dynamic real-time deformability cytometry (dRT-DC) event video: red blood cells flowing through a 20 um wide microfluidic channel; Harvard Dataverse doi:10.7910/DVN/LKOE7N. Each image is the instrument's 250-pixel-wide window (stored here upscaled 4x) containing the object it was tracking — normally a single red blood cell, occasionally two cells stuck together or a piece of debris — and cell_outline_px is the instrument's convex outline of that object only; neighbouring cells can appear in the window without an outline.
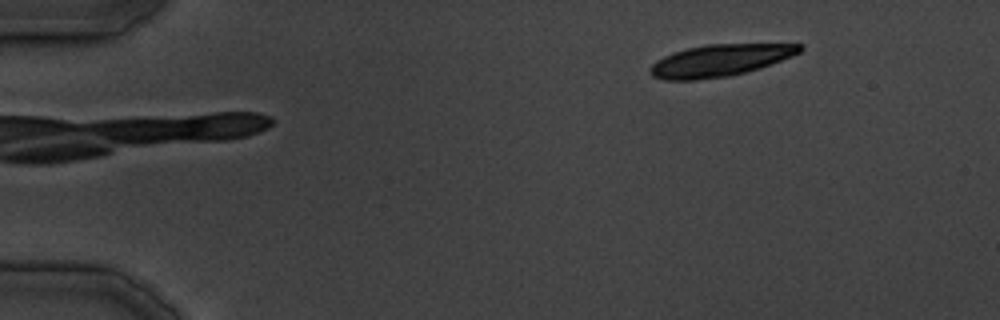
{"species": "common noctule bat (a hibernating species)", "species_latin": "Nyctalus noctula", "temperature_condition": "cold", "stored_images_in_passage": 32, "camera_frame_rate_fps": 3000, "um_per_image_px": 0.085, "animal": {"sex": "male", "body_mass_g": 19.5, "forearm_length_mm": 54.6}, "frame": {"image": 1, "passage_image": 2, "time_ms": 1.333, "image_size_px": [1000, 320], "cell_outline_px": [[804, 48], [800, 52], [792, 56], [760, 68], [728, 76], [696, 80], [664, 80], [652, 76], [648, 68], [656, 60], [664, 56], [688, 48], [708, 44], [800, 44]], "centroid_in_image_um": [61.17, 5.14], "position_along_channel_um": 23.8, "area_um2": 27.63}}